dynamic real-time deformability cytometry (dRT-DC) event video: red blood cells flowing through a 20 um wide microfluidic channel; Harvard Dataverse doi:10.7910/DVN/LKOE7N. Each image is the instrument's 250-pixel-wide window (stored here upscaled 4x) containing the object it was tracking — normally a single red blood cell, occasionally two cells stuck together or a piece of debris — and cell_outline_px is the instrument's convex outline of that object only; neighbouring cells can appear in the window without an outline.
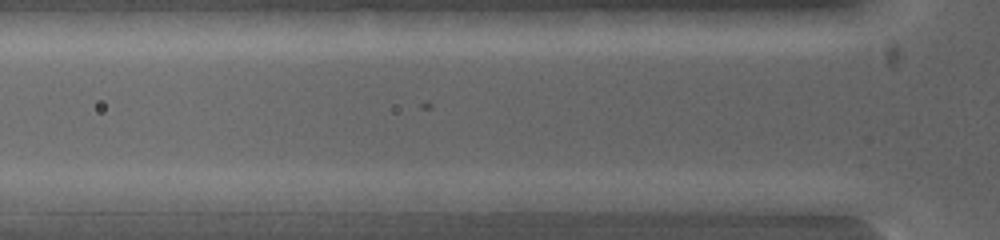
{"species": "common noctule bat (a hibernating species)", "species_latin": "Nyctalus noctula", "temperature_condition": "warm", "stored_images_in_passage": 3, "camera_frame_rate_fps": 5000, "um_per_image_px": 0.085, "animal": {"sex": "female", "body_mass_g": 19.0, "forearm_length_mm": 53.3}, "frame": {"image": 1, "passage_image": 2, "time_ms": 0.4, "image_size_px": [1000, 240], "cell_outline_px": [[604, 200], [564, 212], [496, 212], [492, 200], [520, 192], [584, 192]], "centroid_in_image_um": [46.22, 17.16], "position_along_channel_um": 79.6, "area_um2": 12.89}}